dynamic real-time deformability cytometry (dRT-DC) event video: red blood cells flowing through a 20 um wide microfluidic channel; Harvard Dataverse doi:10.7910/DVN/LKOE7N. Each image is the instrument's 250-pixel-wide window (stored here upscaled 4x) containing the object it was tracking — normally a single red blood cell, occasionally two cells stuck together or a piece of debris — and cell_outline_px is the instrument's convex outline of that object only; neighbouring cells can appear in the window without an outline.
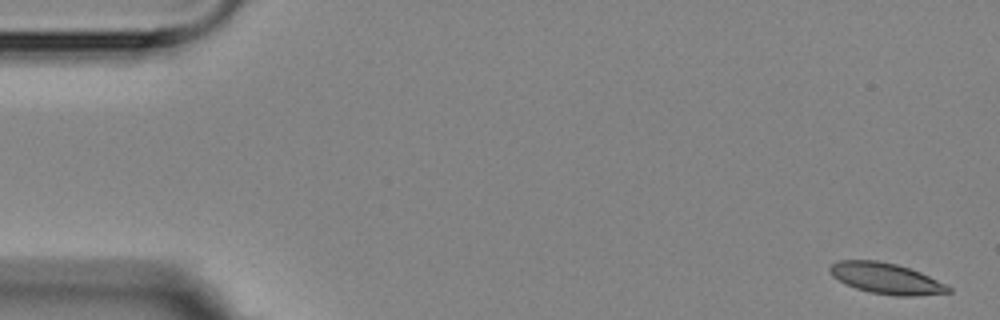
{"species": "Egyptian fruit bat (a non-hibernating species)", "species_latin": "Rousettus aegyptiacus", "temperature_condition": "room temperature", "stored_images_in_passage": 5, "camera_frame_rate_fps": 3000, "um_per_image_px": 0.085, "animal": {"sex": "female"}, "frame": {"image": 1, "passage_image": 1, "time_ms": 0.0, "image_size_px": [1000, 320], "cell_outline_px": [[952, 292], [912, 296], [896, 296], [868, 292], [856, 288], [832, 276], [828, 268], [836, 260], [876, 260], [896, 264], [920, 272], [952, 288]], "centroid_in_image_um": [75.3, 23.66], "position_along_channel_um": 9.7, "area_um2": 21.1}}
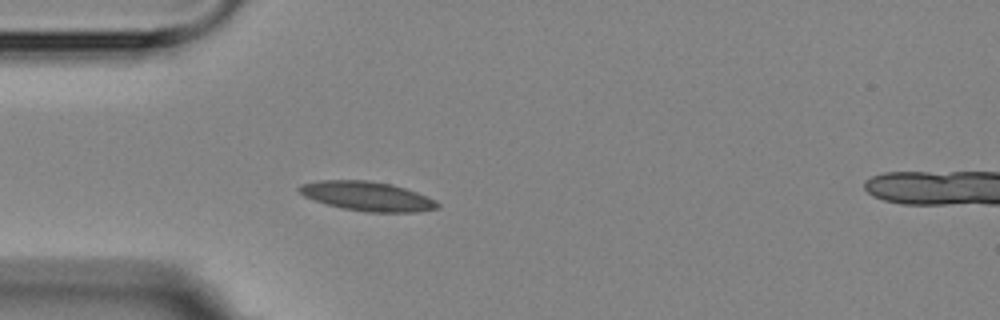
{"frame": {"image": 2, "passage_image": 5, "time_ms": 4.667, "image_size_px": [1000, 320], "cell_outline_px": [[440, 208], [420, 212], [368, 212], [344, 208], [328, 204], [304, 196], [296, 188], [300, 184], [320, 180], [368, 180], [392, 184], [428, 196], [436, 200], [440, 204]], "centroid_in_image_um": [31.26, 16.67], "position_along_channel_um": 53.7, "area_um2": 23.64}}